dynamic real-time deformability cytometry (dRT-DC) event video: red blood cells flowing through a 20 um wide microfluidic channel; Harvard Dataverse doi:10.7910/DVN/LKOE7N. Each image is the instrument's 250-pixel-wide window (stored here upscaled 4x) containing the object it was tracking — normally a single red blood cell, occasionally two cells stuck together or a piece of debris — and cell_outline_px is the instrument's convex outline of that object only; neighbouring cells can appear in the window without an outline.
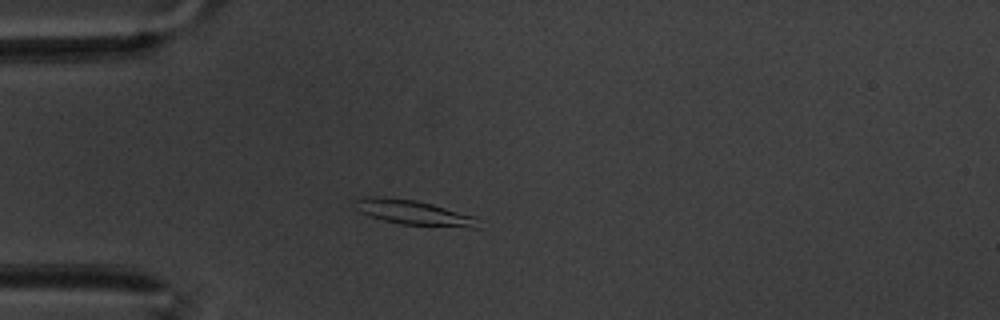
{"species": "common noctule bat (a hibernating species)", "species_latin": "Nyctalus noctula", "temperature_condition": "warm", "stored_images_in_passage": 56, "camera_frame_rate_fps": 3000, "um_per_image_px": 0.085, "animal": {"sex": "male", "body_mass_g": 20.1, "forearm_length_mm": 53.5}, "frame": {"image": 1, "passage_image": 12, "time_ms": 3.667, "image_size_px": [1000, 320], "cell_outline_px": [[480, 228], [468, 228], [400, 224], [384, 220], [360, 212], [356, 200], [364, 196], [376, 196], [416, 200], [432, 204], [476, 216]], "centroid_in_image_um": [35.25, 18.08], "position_along_channel_um": 49.7, "area_um2": 17.69}}
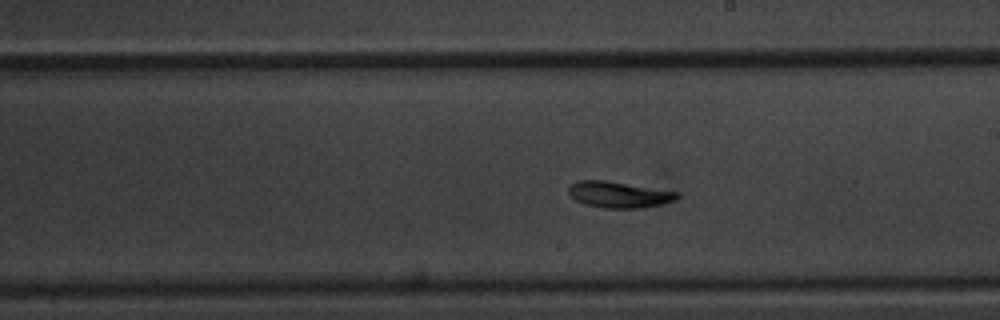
{"frame": {"image": 2, "passage_image": 30, "time_ms": 9.667, "image_size_px": [1000, 320], "cell_outline_px": [[680, 196], [676, 200], [664, 204], [644, 208], [604, 208], [584, 204], [576, 200], [568, 192], [568, 188], [576, 180], [604, 180], [680, 192]], "centroid_in_image_um": [52.65, 16.55], "position_along_channel_um": 236.4, "area_um2": 16.7}}
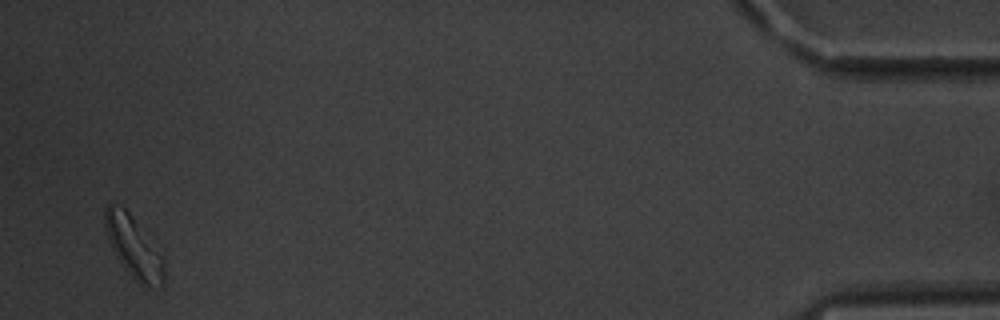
{"frame": {"image": 3, "passage_image": 54, "time_ms": 17.667, "image_size_px": [1000, 320], "cell_outline_px": [[164, 284], [160, 288], [144, 288], [124, 268], [116, 256], [108, 240], [104, 228], [104, 208], [108, 204], [112, 204], [124, 208], [128, 212], [164, 256]], "centroid_in_image_um": [11.38, 21.05], "position_along_channel_um": 423.8, "area_um2": 21.33}, "authors_computed_cell_mechanics": {"area_um2": 16.7042, "velocity_mm_per_s": 3.3369, "shape_relaxation_time_tau1_ms": 4.4501, "shape_relaxation_time_tau2_ms": null, "deformation_change_tau1": 0.1322, "deformation_change_tau2": null}}